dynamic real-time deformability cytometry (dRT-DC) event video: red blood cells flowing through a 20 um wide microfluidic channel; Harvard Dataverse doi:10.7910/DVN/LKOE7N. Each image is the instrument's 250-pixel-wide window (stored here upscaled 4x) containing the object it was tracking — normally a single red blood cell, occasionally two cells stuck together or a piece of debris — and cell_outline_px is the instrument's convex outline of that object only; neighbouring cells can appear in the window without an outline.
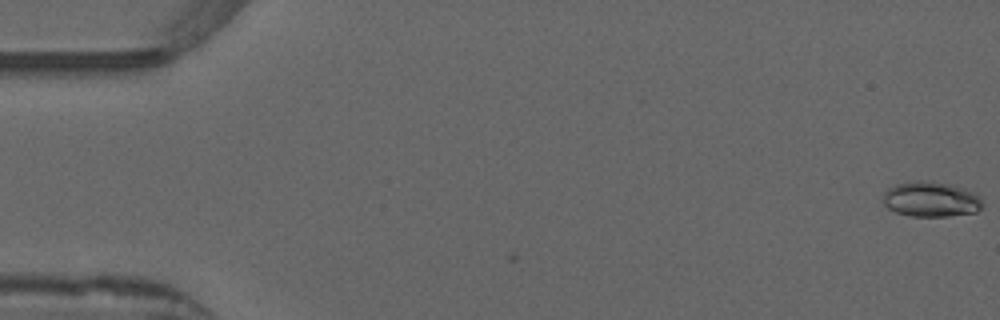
{"species": "common noctule bat (a hibernating species)", "species_latin": "Nyctalus noctula", "temperature_condition": "warm", "stored_images_in_passage": 4, "camera_frame_rate_fps": 3000, "um_per_image_px": 0.085, "animal": {"sex": "male", "forearm_length_mm": 52.5}, "frame": {"image": 1, "passage_image": 1, "time_ms": 0.0, "image_size_px": [1000, 320], "cell_outline_px": [[980, 208], [976, 212], [948, 216], [912, 216], [896, 212], [888, 208], [884, 204], [884, 192], [888, 188], [896, 184], [916, 180], [952, 184], [976, 192], [980, 200]], "centroid_in_image_um": [79.12, 16.93], "position_along_channel_um": 5.9, "area_um2": 20.23}}